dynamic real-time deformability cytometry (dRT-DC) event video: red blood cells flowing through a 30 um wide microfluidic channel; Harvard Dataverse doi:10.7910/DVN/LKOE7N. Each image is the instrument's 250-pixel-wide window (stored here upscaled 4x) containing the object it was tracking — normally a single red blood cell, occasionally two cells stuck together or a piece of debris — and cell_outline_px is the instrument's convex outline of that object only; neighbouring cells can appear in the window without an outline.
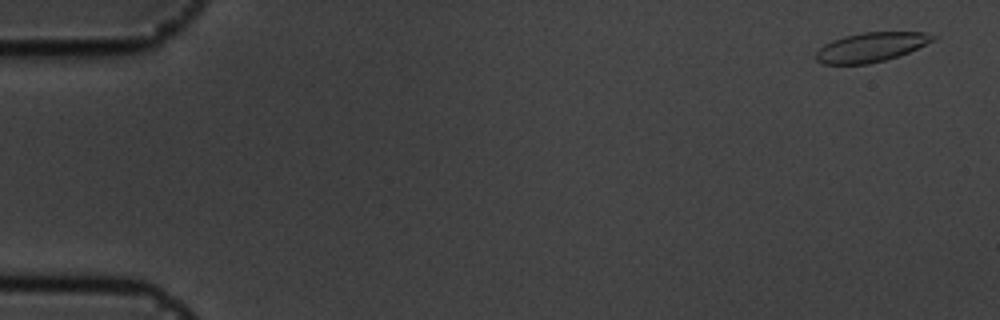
{"species": "common noctule bat (a hibernating species)", "species_latin": "Nyctalus noctula", "temperature_condition": "cold", "stored_images_in_passage": 16, "camera_frame_rate_fps": 3000, "um_per_image_px": 0.085, "animal": {"sex": "male", "body_mass_g": 19.5, "forearm_length_mm": 54.6}, "frame": {"image": 1, "passage_image": 3, "time_ms": 0.667, "image_size_px": [1000, 320], "cell_outline_px": [[940, 36], [936, 40], [908, 52], [884, 60], [868, 64], [824, 64], [816, 60], [812, 56], [824, 44], [832, 40], [844, 36], [864, 32], [924, 32]], "centroid_in_image_um": [74.04, 4.0], "position_along_channel_um": 11.0, "area_um2": 20.11}}